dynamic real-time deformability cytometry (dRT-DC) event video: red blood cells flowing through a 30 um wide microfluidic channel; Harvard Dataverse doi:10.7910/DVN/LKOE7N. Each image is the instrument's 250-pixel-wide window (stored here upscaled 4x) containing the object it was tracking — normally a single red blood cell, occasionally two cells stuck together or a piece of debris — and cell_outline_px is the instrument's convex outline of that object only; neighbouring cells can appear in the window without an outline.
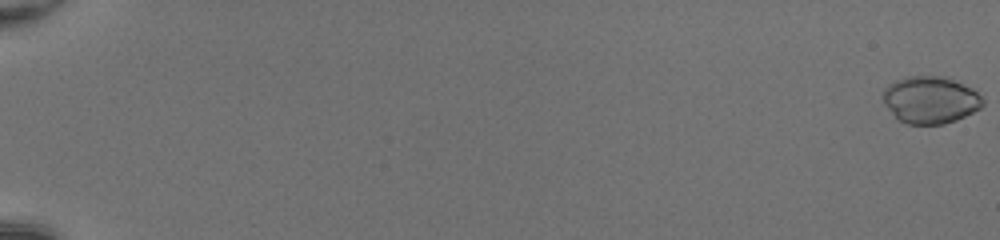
{"species": "common noctule bat (a hibernating species)", "species_latin": "Nyctalus noctula", "temperature_condition": "room temperature", "stored_images_in_passage": 53, "camera_frame_rate_fps": 3000, "um_per_image_px": 0.085, "animal": {"sex": "female", "body_mass_g": 20.0, "forearm_length_mm": 54.0}, "frame": {"image": 1, "passage_image": 1, "time_ms": 0.0, "image_size_px": [1000, 240], "cell_outline_px": [[984, 104], [980, 108], [956, 120], [944, 124], [908, 124], [900, 120], [884, 104], [884, 88], [888, 84], [896, 80], [908, 76], [948, 76], [972, 88], [984, 100]], "centroid_in_image_um": [79.1, 8.47], "position_along_channel_um": 5.9, "area_um2": 27.34}}
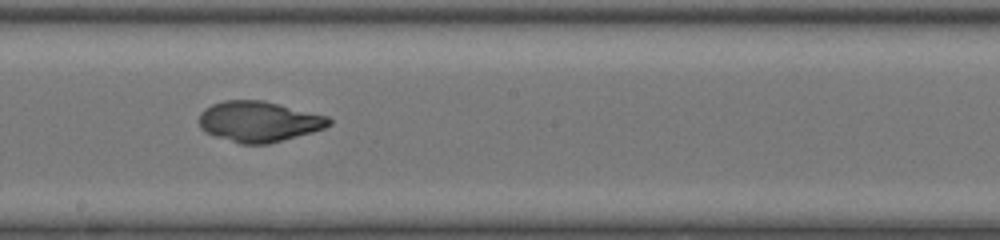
{"frame": {"image": 2, "passage_image": 33, "time_ms": 10.667, "image_size_px": [1000, 240], "cell_outline_px": [[332, 124], [324, 128], [312, 132], [268, 144], [240, 144], [204, 132], [200, 128], [200, 112], [204, 108], [212, 104], [224, 100], [264, 100], [328, 116], [332, 120]], "centroid_in_image_um": [22.0, 10.32], "position_along_channel_um": 226.2, "area_um2": 30.81}}
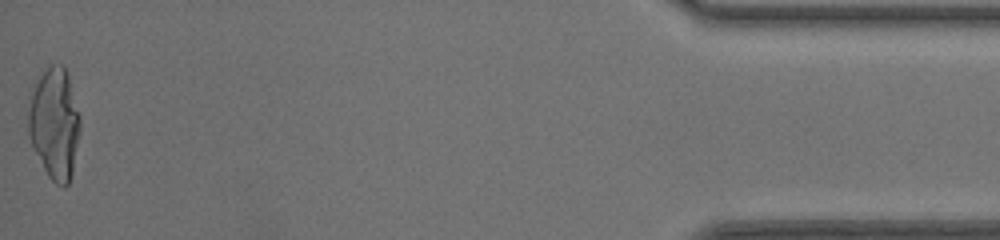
{"frame": {"image": 3, "passage_image": 53, "time_ms": 17.333, "image_size_px": [1000, 240], "cell_outline_px": [[80, 132], [72, 172], [68, 184], [64, 188], [56, 184], [48, 176], [28, 136], [28, 112], [32, 92], [40, 76], [48, 64], [64, 64], [68, 72], [80, 116]], "centroid_in_image_um": [4.66, 10.47], "position_along_channel_um": 430.5, "area_um2": 33.64}}